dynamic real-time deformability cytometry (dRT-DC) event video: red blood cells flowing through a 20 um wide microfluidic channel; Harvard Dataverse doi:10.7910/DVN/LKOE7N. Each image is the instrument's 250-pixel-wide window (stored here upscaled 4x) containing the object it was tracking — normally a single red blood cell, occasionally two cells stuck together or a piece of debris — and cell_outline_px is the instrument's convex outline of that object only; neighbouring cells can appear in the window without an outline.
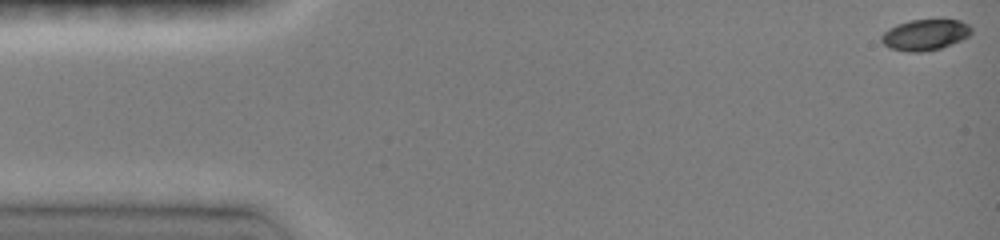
{"species": "common noctule bat (a hibernating species)", "species_latin": "Nyctalus noctula", "temperature_condition": "room temperature", "stored_images_in_passage": 22, "camera_frame_rate_fps": 3000, "um_per_image_px": 0.085, "animal": {"sex": "female", "body_mass_g": 19.0, "forearm_length_mm": 51.5}, "frame": {"image": 1, "passage_image": 1, "time_ms": 0.0, "image_size_px": [1000, 240], "cell_outline_px": [[972, 32], [968, 36], [960, 40], [940, 48], [920, 52], [908, 52], [888, 48], [880, 40], [880, 36], [888, 28], [896, 24], [908, 20], [960, 20], [968, 24], [972, 28]], "centroid_in_image_um": [78.59, 2.95], "position_along_channel_um": 6.4, "area_um2": 16.24}}
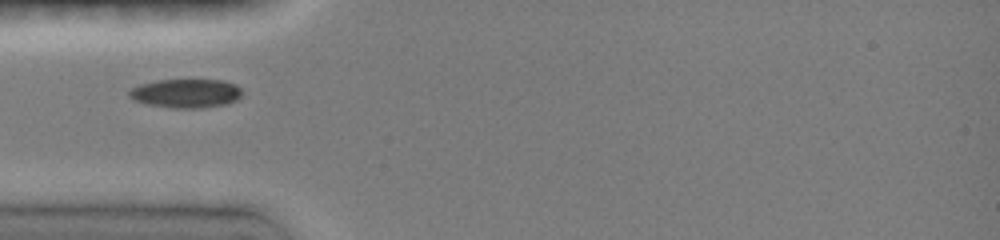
{"frame": {"image": 2, "passage_image": 18, "time_ms": 4.667, "image_size_px": [1000, 240], "cell_outline_px": [[244, 92], [236, 100], [228, 104], [200, 108], [172, 108], [148, 104], [136, 100], [128, 96], [128, 92], [132, 88], [140, 84], [156, 80], [224, 80], [236, 84]], "centroid_in_image_um": [15.84, 7.93], "position_along_channel_um": 69.2, "area_um2": 19.07}}
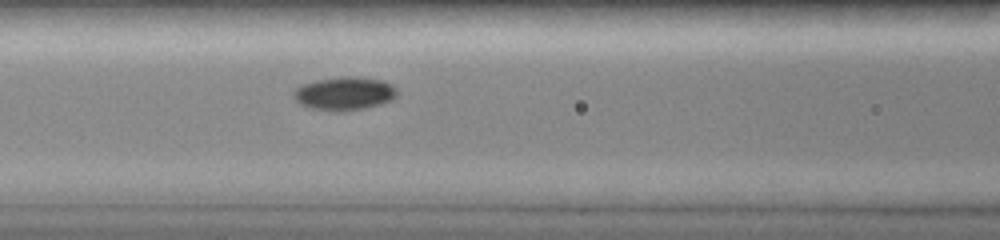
{"frame": {"image": 3, "passage_image": 22, "time_ms": 6.333, "image_size_px": [1000, 240], "cell_outline_px": [[396, 96], [392, 100], [380, 104], [364, 108], [336, 112], [312, 108], [300, 104], [292, 96], [292, 92], [300, 84], [316, 80], [344, 76], [356, 76], [384, 80], [392, 84], [396, 88]], "centroid_in_image_um": [29.26, 7.93], "position_along_channel_um": 137.3, "area_um2": 20.29}}